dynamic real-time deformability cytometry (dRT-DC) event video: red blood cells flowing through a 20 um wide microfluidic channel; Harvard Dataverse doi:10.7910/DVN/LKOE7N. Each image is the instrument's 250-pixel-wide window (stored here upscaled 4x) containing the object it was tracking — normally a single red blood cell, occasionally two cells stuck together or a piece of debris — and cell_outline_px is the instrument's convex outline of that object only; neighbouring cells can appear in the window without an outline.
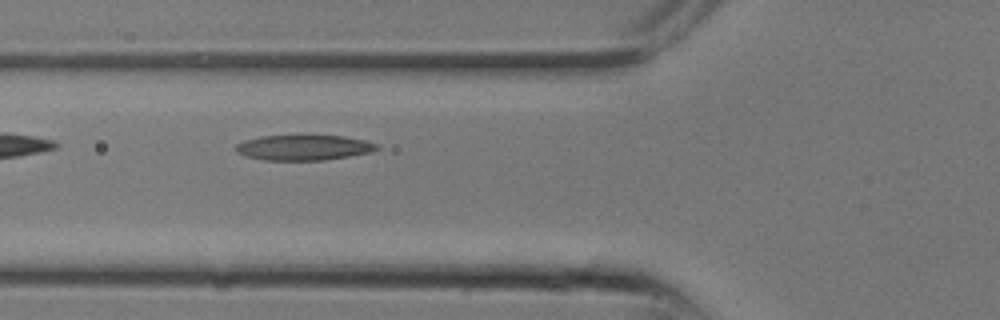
{"species": "common noctule bat (a hibernating species)", "species_latin": "Nyctalus noctula", "temperature_condition": "room temperature", "stored_images_in_passage": 9, "camera_frame_rate_fps": 3000, "um_per_image_px": 0.085, "animal": {"sex": "male", "body_mass_g": 13.3}, "frame": {"image": 1, "passage_image": 9, "time_ms": 2.667, "image_size_px": [1000, 320], "cell_outline_px": [[380, 148], [372, 152], [324, 160], [264, 160], [244, 156], [236, 152], [236, 144], [244, 140], [260, 136], [300, 132], [312, 132], [344, 136], [368, 140], [380, 144]], "centroid_in_image_um": [25.85, 12.47], "position_along_channel_um": 100.0, "area_um2": 22.31}}